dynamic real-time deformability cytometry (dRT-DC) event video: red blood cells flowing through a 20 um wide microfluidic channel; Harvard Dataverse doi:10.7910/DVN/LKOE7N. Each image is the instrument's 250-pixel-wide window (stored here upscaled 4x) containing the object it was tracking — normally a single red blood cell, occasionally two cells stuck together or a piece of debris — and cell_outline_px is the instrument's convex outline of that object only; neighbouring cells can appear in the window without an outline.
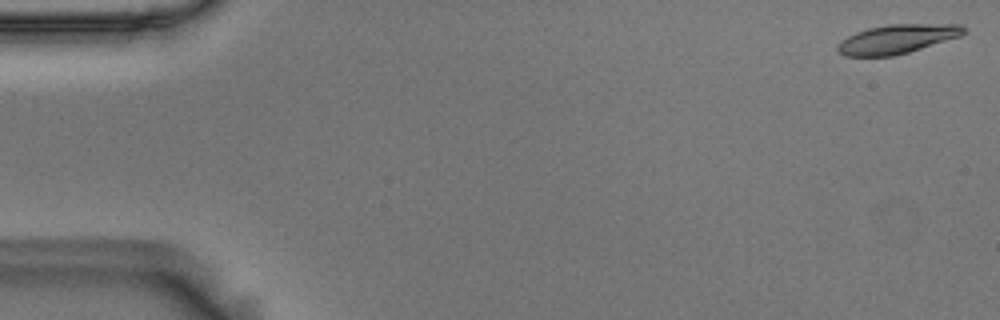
{"species": "Egyptian fruit bat (a non-hibernating species)", "species_latin": "Rousettus aegyptiacus", "temperature_condition": "room temperature", "stored_images_in_passage": 55, "camera_frame_rate_fps": 3000, "um_per_image_px": 0.085, "animal": {"sex": "male"}, "frame": {"image": 1, "passage_image": 1, "time_ms": 0.0, "image_size_px": [1000, 320], "cell_outline_px": [[964, 32], [960, 36], [908, 52], [892, 56], [844, 56], [836, 48], [848, 36], [856, 32], [868, 28], [888, 24], [960, 24], [964, 28]], "centroid_in_image_um": [76.25, 3.31], "position_along_channel_um": 8.8, "area_um2": 20.98}}
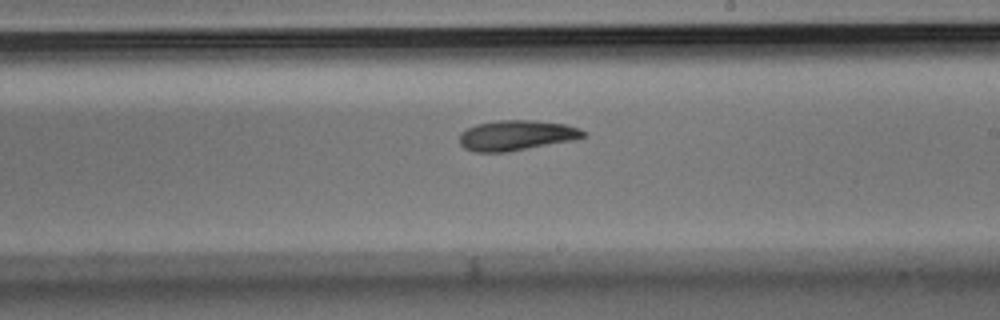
{"frame": {"image": 2, "passage_image": 32, "time_ms": 10.333, "image_size_px": [1000, 320], "cell_outline_px": [[588, 136], [576, 140], [508, 152], [476, 152], [464, 148], [460, 144], [460, 132], [476, 124], [500, 120], [532, 120], [564, 124], [580, 128], [588, 132]], "centroid_in_image_um": [43.95, 11.51], "position_along_channel_um": 245.0, "area_um2": 22.08}}
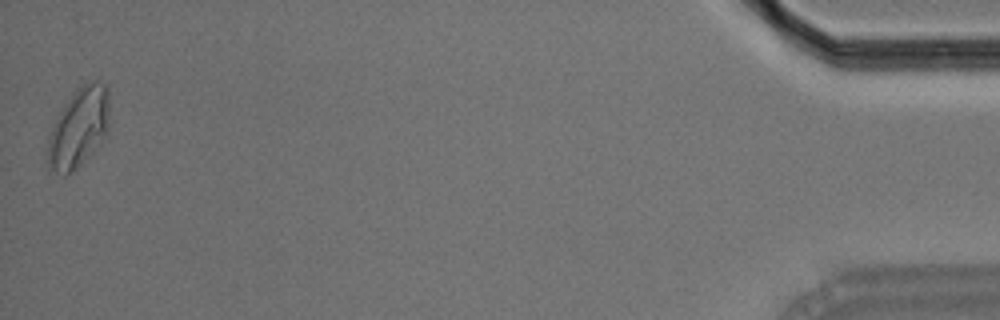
{"frame": {"image": 3, "passage_image": 55, "time_ms": 18.0, "image_size_px": [1000, 320], "cell_outline_px": [[108, 128], [104, 136], [80, 164], [64, 176], [48, 168], [48, 136], [64, 104], [72, 92], [84, 84], [92, 80], [96, 80], [104, 84], [108, 92]], "centroid_in_image_um": [6.67, 10.82], "position_along_channel_um": 428.5, "area_um2": 27.86}, "authors_computed_cell_mechanics": {"area_um2": 21.4438, "velocity_mm_per_s": 3.5951, "shape_relaxation_time_tau1_ms": 6.3509, "shape_relaxation_time_tau2_ms": 4.1936, "deformation_change_tau1": 0.1641, "deformation_change_tau2": 0.1112}}